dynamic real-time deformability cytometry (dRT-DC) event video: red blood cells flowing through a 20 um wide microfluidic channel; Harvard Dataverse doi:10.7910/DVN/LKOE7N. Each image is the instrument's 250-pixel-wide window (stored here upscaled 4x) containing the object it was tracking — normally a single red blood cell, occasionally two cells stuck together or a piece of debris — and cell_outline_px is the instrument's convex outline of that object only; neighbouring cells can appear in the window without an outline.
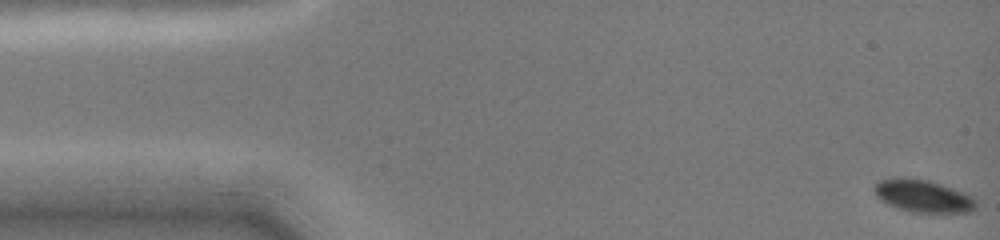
{"species": "common noctule bat (a hibernating species)", "species_latin": "Nyctalus noctula", "temperature_condition": "cold", "stored_images_in_passage": 8, "camera_frame_rate_fps": 3000, "um_per_image_px": 0.085, "animal": {"sex": "female", "body_mass_g": 19.0, "forearm_length_mm": 51.5}, "frame": {"image": 1, "passage_image": 1, "time_ms": 0.0, "image_size_px": [1000, 240], "cell_outline_px": [[976, 208], [972, 212], [908, 212], [896, 208], [880, 200], [876, 196], [876, 184], [880, 180], [892, 176], [900, 176], [928, 180], [964, 192], [972, 196], [976, 200]], "centroid_in_image_um": [78.45, 16.65], "position_along_channel_um": 6.6, "area_um2": 19.42}}